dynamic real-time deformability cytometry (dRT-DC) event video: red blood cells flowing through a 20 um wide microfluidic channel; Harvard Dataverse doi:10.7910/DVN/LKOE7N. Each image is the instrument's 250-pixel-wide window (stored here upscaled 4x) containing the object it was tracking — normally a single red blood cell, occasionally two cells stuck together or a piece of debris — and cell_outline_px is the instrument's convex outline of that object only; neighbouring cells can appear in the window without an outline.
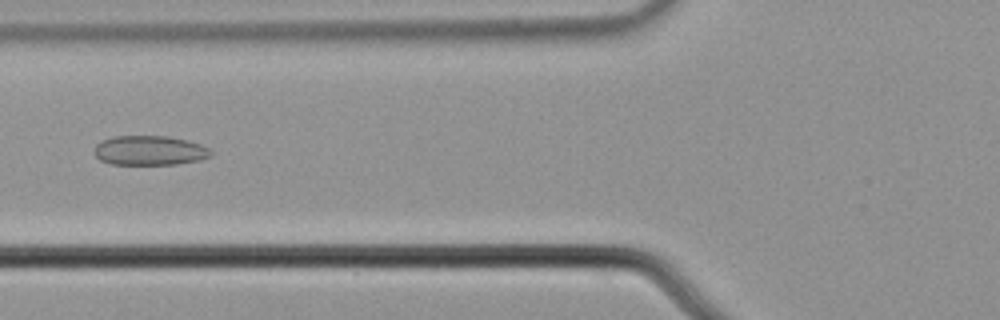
{"species": "common noctule bat (a hibernating species)", "species_latin": "Nyctalus noctula", "temperature_condition": "cold", "stored_images_in_passage": 3, "camera_frame_rate_fps": 3000, "um_per_image_px": 0.085, "animal": {"sex": "male", "body_mass_g": 21.5, "forearm_length_mm": 52.0}, "frame": {"image": 1, "passage_image": 3, "time_ms": 0.667, "image_size_px": [1000, 320], "cell_outline_px": [[212, 152], [208, 156], [200, 160], [176, 164], [112, 164], [100, 160], [96, 156], [96, 144], [100, 140], [112, 136], [168, 136], [188, 140], [200, 144], [208, 148]], "centroid_in_image_um": [12.7, 12.78], "position_along_channel_um": 113.1, "area_um2": 20.0}}